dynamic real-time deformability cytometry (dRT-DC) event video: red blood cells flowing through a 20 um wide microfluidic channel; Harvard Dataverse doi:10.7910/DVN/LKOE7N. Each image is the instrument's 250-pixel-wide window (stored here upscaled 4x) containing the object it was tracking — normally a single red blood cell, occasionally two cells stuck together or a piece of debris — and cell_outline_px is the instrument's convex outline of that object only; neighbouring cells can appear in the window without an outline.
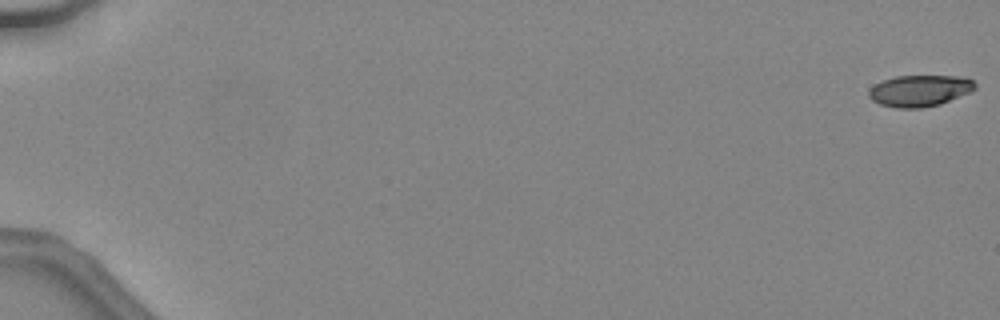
{"species": "common noctule bat (a hibernating species)", "species_latin": "Nyctalus noctula", "temperature_condition": "warm", "stored_images_in_passage": 48, "camera_frame_rate_fps": 3000, "um_per_image_px": 0.085, "animal": {"sex": "female", "body_mass_g": 24.6, "forearm_length_mm": 56.2}, "frame": {"image": 1, "passage_image": 1, "time_ms": 0.0, "image_size_px": [1000, 320], "cell_outline_px": [[976, 88], [968, 92], [940, 104], [920, 108], [896, 108], [880, 104], [872, 100], [868, 96], [868, 92], [876, 84], [884, 80], [896, 76], [960, 76], [972, 80], [976, 84]], "centroid_in_image_um": [78.16, 7.71], "position_along_channel_um": 6.8, "area_um2": 19.19}}
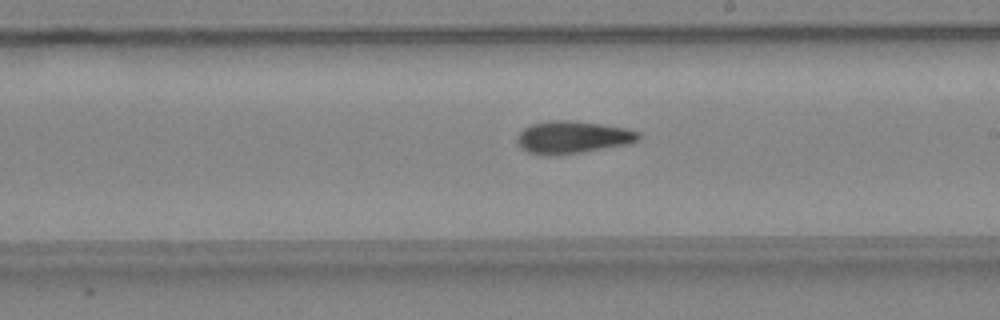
{"frame": {"image": 2, "passage_image": 30, "time_ms": 9.667, "image_size_px": [1000, 320], "cell_outline_px": [[640, 140], [628, 144], [580, 152], [552, 156], [544, 156], [528, 152], [520, 148], [516, 140], [516, 136], [524, 128], [532, 124], [552, 120], [572, 120], [600, 124], [624, 128], [640, 132]], "centroid_in_image_um": [48.63, 11.67], "position_along_channel_um": 240.4, "area_um2": 23.0}}
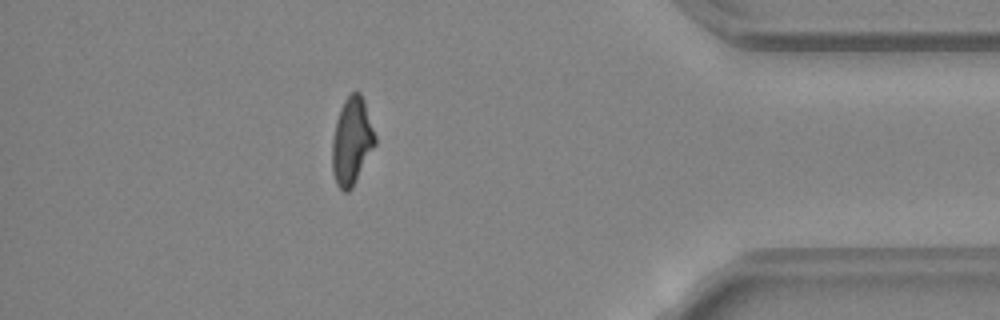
{"frame": {"image": 3, "passage_image": 43, "time_ms": 14.0, "image_size_px": [1000, 320], "cell_outline_px": [[376, 144], [352, 188], [348, 192], [344, 192], [336, 184], [332, 172], [332, 140], [336, 120], [340, 108], [344, 100], [352, 92], [360, 92], [364, 100], [376, 136]], "centroid_in_image_um": [29.9, 12.01], "position_along_channel_um": 405.3, "area_um2": 21.91}, "authors_computed_cell_mechanics": {"area_um2": 21.964, "velocity_mm_per_s": 4.5573, "shape_relaxation_time_tau1_ms": null, "shape_relaxation_time_tau2_ms": 4.368, "deformation_change_tau1": null, "deformation_change_tau2": 0.1364}}